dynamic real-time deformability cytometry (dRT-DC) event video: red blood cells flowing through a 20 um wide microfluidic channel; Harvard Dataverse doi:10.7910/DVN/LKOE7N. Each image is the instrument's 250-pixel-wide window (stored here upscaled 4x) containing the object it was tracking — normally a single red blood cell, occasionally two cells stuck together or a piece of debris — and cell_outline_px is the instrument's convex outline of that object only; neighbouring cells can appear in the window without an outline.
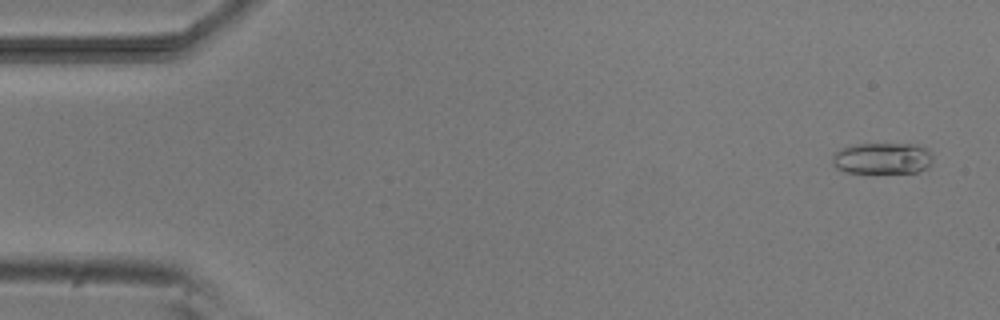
{"species": "common noctule bat (a hibernating species)", "species_latin": "Nyctalus noctula", "temperature_condition": "room temperature", "stored_images_in_passage": 5, "camera_frame_rate_fps": 3000, "um_per_image_px": 0.085, "animal": {"sex": "male", "body_mass_g": 20.5, "forearm_length_mm": 52.5}, "frame": {"image": 1, "passage_image": 1, "time_ms": 0.0, "image_size_px": [1000, 320], "cell_outline_px": [[932, 160], [928, 168], [916, 172], [848, 172], [836, 168], [832, 164], [832, 156], [840, 148], [856, 144], [912, 144], [928, 148], [932, 156]], "centroid_in_image_um": [75.0, 13.45], "position_along_channel_um": 10.0, "area_um2": 18.32}}
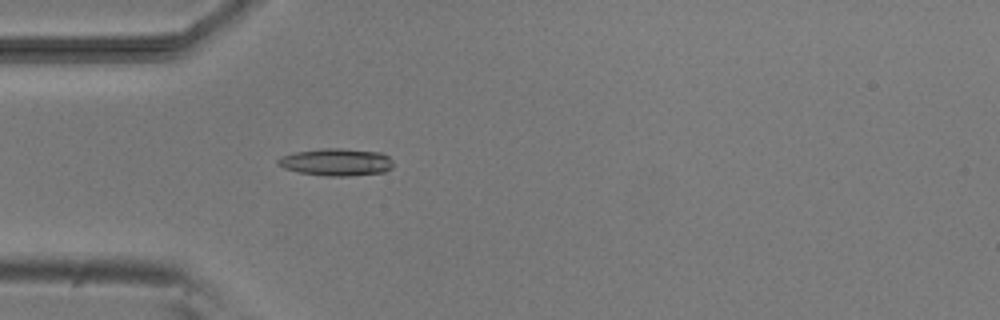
{"frame": {"image": 2, "passage_image": 5, "time_ms": 4.333, "image_size_px": [1000, 320], "cell_outline_px": [[392, 168], [384, 172], [348, 176], [324, 176], [300, 172], [284, 168], [276, 164], [276, 160], [280, 156], [296, 152], [324, 148], [340, 148], [380, 152], [388, 156], [392, 160]], "centroid_in_image_um": [28.57, 13.78], "position_along_channel_um": 56.4, "area_um2": 18.38}}